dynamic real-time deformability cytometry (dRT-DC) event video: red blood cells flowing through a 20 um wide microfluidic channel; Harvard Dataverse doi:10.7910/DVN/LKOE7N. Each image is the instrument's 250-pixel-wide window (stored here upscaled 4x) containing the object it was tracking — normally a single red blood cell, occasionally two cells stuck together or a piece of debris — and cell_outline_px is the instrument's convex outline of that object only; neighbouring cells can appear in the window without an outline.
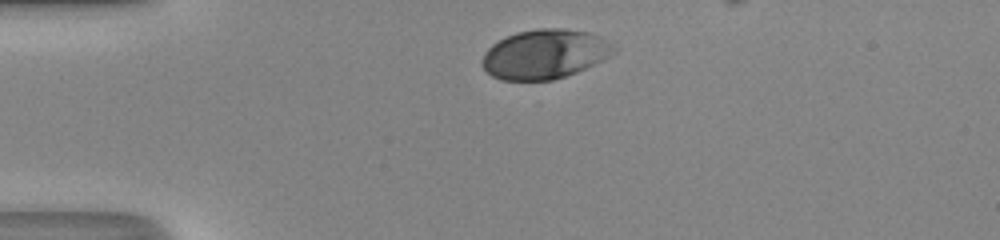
{"species": "human", "species_latin": "Homo sapiens", "temperature_condition": "room temperature", "stored_images_in_passage": 29, "camera_frame_rate_fps": 3000, "um_per_image_px": 0.085, "donor": {"sex": "male"}, "frame": {"image": 1, "passage_image": 1, "time_ms": 0.0, "image_size_px": [1000, 240], "cell_outline_px": [[620, 48], [616, 52], [604, 60], [576, 72], [552, 80], [500, 80], [492, 76], [480, 64], [480, 60], [484, 52], [492, 44], [516, 32], [540, 28], [564, 28], [588, 32]], "centroid_in_image_um": [46.3, 4.6], "position_along_channel_um": 38.7, "area_um2": 37.97}}
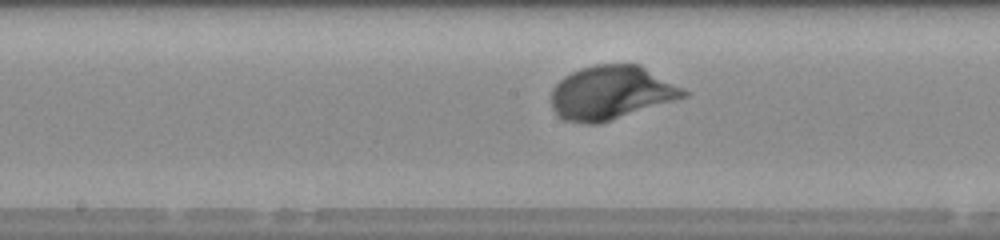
{"frame": {"image": 2, "passage_image": 15, "time_ms": 4.667, "image_size_px": [1000, 240], "cell_outline_px": [[688, 96], [596, 124], [584, 124], [564, 120], [552, 108], [552, 88], [564, 76], [580, 68], [596, 64], [640, 64], [688, 92]], "centroid_in_image_um": [51.91, 7.87], "position_along_channel_um": 196.3, "area_um2": 40.92}}
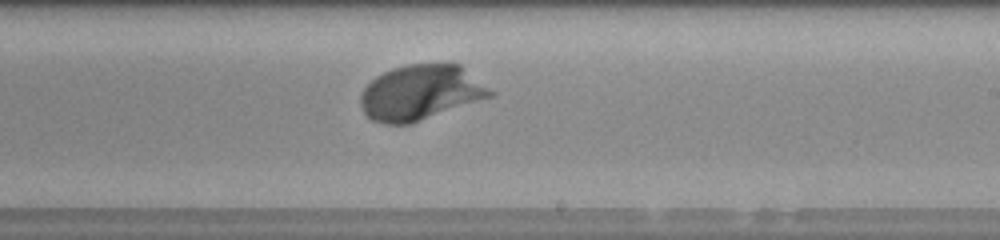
{"frame": {"image": 3, "passage_image": 19, "time_ms": 6.0, "image_size_px": [1000, 240], "cell_outline_px": [[496, 96], [412, 124], [384, 124], [372, 120], [364, 112], [360, 104], [360, 96], [364, 88], [376, 76], [392, 68], [408, 64], [460, 64], [496, 92]], "centroid_in_image_um": [35.81, 7.89], "position_along_channel_um": 253.2, "area_um2": 42.19}, "authors_computed_cell_mechanics": {"area_um2": 39.7664, "velocity_mm_per_s": 4.2912, "shape_relaxation_time_tau1_ms": 1.3869, "shape_relaxation_time_tau2_ms": null, "deformation_change_tau1": 0.1272, "deformation_change_tau2": null}}